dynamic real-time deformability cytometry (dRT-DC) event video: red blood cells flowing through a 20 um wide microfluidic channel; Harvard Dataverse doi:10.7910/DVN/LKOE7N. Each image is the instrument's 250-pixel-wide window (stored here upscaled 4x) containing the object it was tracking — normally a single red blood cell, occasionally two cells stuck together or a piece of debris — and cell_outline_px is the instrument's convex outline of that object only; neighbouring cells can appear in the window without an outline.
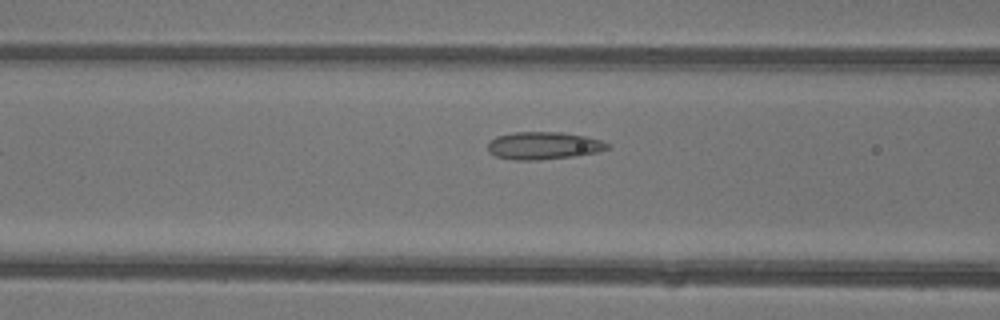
{"species": "common noctule bat (a hibernating species)", "species_latin": "Nyctalus noctula", "temperature_condition": "warm", "stored_images_in_passage": 7, "camera_frame_rate_fps": 3000, "um_per_image_px": 0.085, "animal": {"sex": "female"}, "frame": {"image": 1, "passage_image": 6, "time_ms": 1.667, "image_size_px": [1000, 320], "cell_outline_px": [[612, 148], [596, 152], [576, 156], [540, 160], [516, 160], [496, 156], [488, 152], [488, 144], [496, 136], [512, 132], [560, 132], [584, 136], [600, 140], [612, 144]], "centroid_in_image_um": [46.23, 12.38], "position_along_channel_um": 120.4, "area_um2": 19.31}}